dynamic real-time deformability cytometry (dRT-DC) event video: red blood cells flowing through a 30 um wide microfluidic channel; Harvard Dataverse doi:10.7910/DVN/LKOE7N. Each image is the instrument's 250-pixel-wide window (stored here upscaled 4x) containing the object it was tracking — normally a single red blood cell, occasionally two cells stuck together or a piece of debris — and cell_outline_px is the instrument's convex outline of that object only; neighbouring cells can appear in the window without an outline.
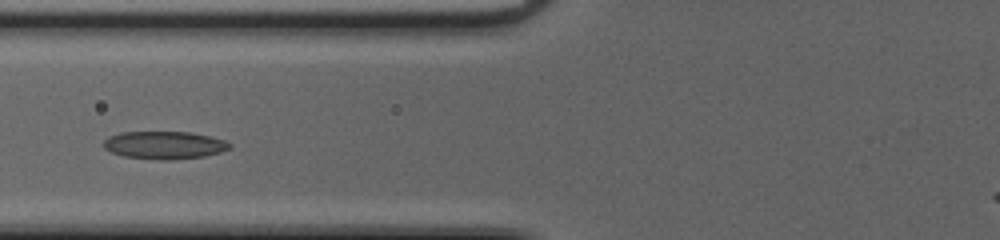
{"species": "common noctule bat (a hibernating species)", "species_latin": "Nyctalus noctula", "temperature_condition": "cold", "stored_images_in_passage": 42, "camera_frame_rate_fps": 3000, "um_per_image_px": 0.085, "animal": {"sex": "female", "body_mass_g": 20.0, "forearm_length_mm": 54.0}, "frame": {"image": 1, "passage_image": 13, "time_ms": 4.0, "image_size_px": [1000, 240], "cell_outline_px": [[232, 148], [220, 152], [204, 156], [172, 160], [160, 160], [124, 156], [112, 152], [104, 148], [104, 140], [108, 136], [120, 132], [188, 132], [208, 136], [224, 140], [232, 144]], "centroid_in_image_um": [13.97, 12.33], "position_along_channel_um": 111.8, "area_um2": 20.35}}
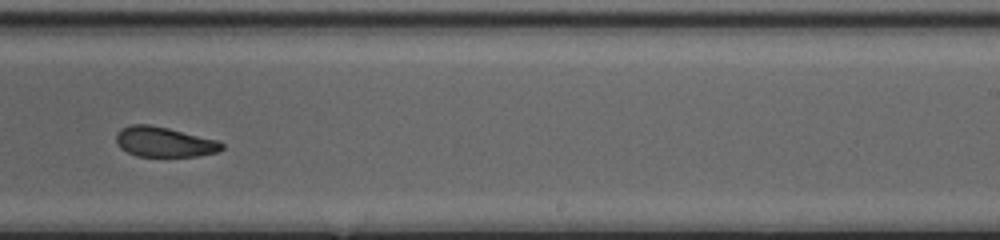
{"frame": {"image": 2, "passage_image": 25, "time_ms": 8.0, "image_size_px": [1000, 240], "cell_outline_px": [[224, 148], [216, 152], [196, 156], [136, 156], [120, 148], [116, 144], [116, 132], [120, 128], [132, 124], [148, 124], [168, 128], [216, 140], [224, 144]], "centroid_in_image_um": [13.9, 12.06], "position_along_channel_um": 275.1, "area_um2": 18.44}}
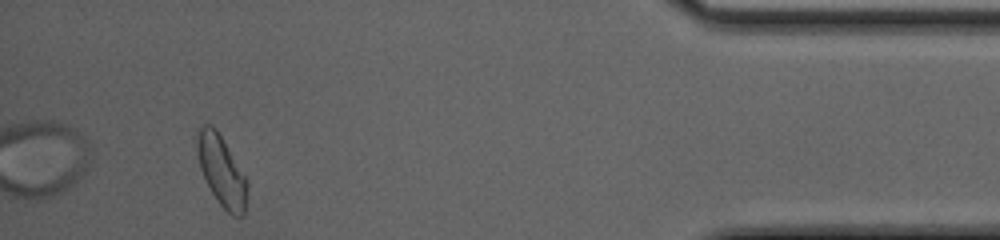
{"frame": {"image": 3, "passage_image": 39, "time_ms": 12.667, "image_size_px": [1000, 240], "cell_outline_px": [[248, 184], [244, 216], [232, 216], [220, 204], [212, 192], [200, 168], [196, 148], [196, 132], [200, 124], [212, 124], [216, 128], [248, 180]], "centroid_in_image_um": [18.82, 14.48], "position_along_channel_um": 416.4, "area_um2": 20.63}, "authors_computed_cell_mechanics": {"area_um2": 19.9699, "velocity_mm_per_s": 4.0785, "shape_relaxation_time_tau1_ms": null, "shape_relaxation_time_tau2_ms": 2.6835, "deformation_change_tau1": null, "deformation_change_tau2": 0.0989}}